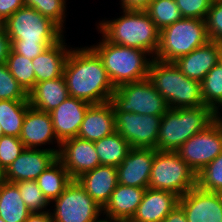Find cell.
Masks as SVG:
<instances>
[{"label": "cell", "instance_id": "cell-1", "mask_svg": "<svg viewBox=\"0 0 222 222\" xmlns=\"http://www.w3.org/2000/svg\"><path fill=\"white\" fill-rule=\"evenodd\" d=\"M63 77L71 97L90 104L111 100L115 87L110 81L102 60L91 47L72 49L65 63Z\"/></svg>", "mask_w": 222, "mask_h": 222}, {"label": "cell", "instance_id": "cell-2", "mask_svg": "<svg viewBox=\"0 0 222 222\" xmlns=\"http://www.w3.org/2000/svg\"><path fill=\"white\" fill-rule=\"evenodd\" d=\"M123 13L120 18L100 21L98 29L102 37L110 43L144 50L154 58L160 44L156 24L145 10H123Z\"/></svg>", "mask_w": 222, "mask_h": 222}, {"label": "cell", "instance_id": "cell-3", "mask_svg": "<svg viewBox=\"0 0 222 222\" xmlns=\"http://www.w3.org/2000/svg\"><path fill=\"white\" fill-rule=\"evenodd\" d=\"M148 78L170 109L204 105L201 82L188 78L173 62L152 58Z\"/></svg>", "mask_w": 222, "mask_h": 222}, {"label": "cell", "instance_id": "cell-4", "mask_svg": "<svg viewBox=\"0 0 222 222\" xmlns=\"http://www.w3.org/2000/svg\"><path fill=\"white\" fill-rule=\"evenodd\" d=\"M102 60L108 77L114 87L148 78L152 59L144 50L110 43L102 39L90 46Z\"/></svg>", "mask_w": 222, "mask_h": 222}, {"label": "cell", "instance_id": "cell-5", "mask_svg": "<svg viewBox=\"0 0 222 222\" xmlns=\"http://www.w3.org/2000/svg\"><path fill=\"white\" fill-rule=\"evenodd\" d=\"M214 120L215 112L205 105L193 108H169L161 118L157 150L176 151Z\"/></svg>", "mask_w": 222, "mask_h": 222}, {"label": "cell", "instance_id": "cell-6", "mask_svg": "<svg viewBox=\"0 0 222 222\" xmlns=\"http://www.w3.org/2000/svg\"><path fill=\"white\" fill-rule=\"evenodd\" d=\"M209 41L205 20L182 18L160 31L155 59L174 62Z\"/></svg>", "mask_w": 222, "mask_h": 222}, {"label": "cell", "instance_id": "cell-7", "mask_svg": "<svg viewBox=\"0 0 222 222\" xmlns=\"http://www.w3.org/2000/svg\"><path fill=\"white\" fill-rule=\"evenodd\" d=\"M3 23L11 43L55 44L64 36L55 22L31 7H21Z\"/></svg>", "mask_w": 222, "mask_h": 222}, {"label": "cell", "instance_id": "cell-8", "mask_svg": "<svg viewBox=\"0 0 222 222\" xmlns=\"http://www.w3.org/2000/svg\"><path fill=\"white\" fill-rule=\"evenodd\" d=\"M196 186L197 174L176 151L155 153L149 188L170 191L181 197Z\"/></svg>", "mask_w": 222, "mask_h": 222}, {"label": "cell", "instance_id": "cell-9", "mask_svg": "<svg viewBox=\"0 0 222 222\" xmlns=\"http://www.w3.org/2000/svg\"><path fill=\"white\" fill-rule=\"evenodd\" d=\"M110 102L114 112L163 116L169 109L149 78L116 87Z\"/></svg>", "mask_w": 222, "mask_h": 222}, {"label": "cell", "instance_id": "cell-10", "mask_svg": "<svg viewBox=\"0 0 222 222\" xmlns=\"http://www.w3.org/2000/svg\"><path fill=\"white\" fill-rule=\"evenodd\" d=\"M53 222H102V207L73 179L54 201Z\"/></svg>", "mask_w": 222, "mask_h": 222}, {"label": "cell", "instance_id": "cell-11", "mask_svg": "<svg viewBox=\"0 0 222 222\" xmlns=\"http://www.w3.org/2000/svg\"><path fill=\"white\" fill-rule=\"evenodd\" d=\"M176 152L198 174L222 152V129L214 120L189 138Z\"/></svg>", "mask_w": 222, "mask_h": 222}, {"label": "cell", "instance_id": "cell-12", "mask_svg": "<svg viewBox=\"0 0 222 222\" xmlns=\"http://www.w3.org/2000/svg\"><path fill=\"white\" fill-rule=\"evenodd\" d=\"M115 128L131 148H153L157 140L162 116L142 115L132 112H114Z\"/></svg>", "mask_w": 222, "mask_h": 222}, {"label": "cell", "instance_id": "cell-13", "mask_svg": "<svg viewBox=\"0 0 222 222\" xmlns=\"http://www.w3.org/2000/svg\"><path fill=\"white\" fill-rule=\"evenodd\" d=\"M178 205L185 212L187 222H222V200L218 192L196 186L179 197Z\"/></svg>", "mask_w": 222, "mask_h": 222}, {"label": "cell", "instance_id": "cell-14", "mask_svg": "<svg viewBox=\"0 0 222 222\" xmlns=\"http://www.w3.org/2000/svg\"><path fill=\"white\" fill-rule=\"evenodd\" d=\"M59 150L25 148L5 170L6 180L12 183L36 180L57 159Z\"/></svg>", "mask_w": 222, "mask_h": 222}, {"label": "cell", "instance_id": "cell-15", "mask_svg": "<svg viewBox=\"0 0 222 222\" xmlns=\"http://www.w3.org/2000/svg\"><path fill=\"white\" fill-rule=\"evenodd\" d=\"M57 158L72 179L101 165L94 142L79 137L63 141Z\"/></svg>", "mask_w": 222, "mask_h": 222}, {"label": "cell", "instance_id": "cell-16", "mask_svg": "<svg viewBox=\"0 0 222 222\" xmlns=\"http://www.w3.org/2000/svg\"><path fill=\"white\" fill-rule=\"evenodd\" d=\"M157 151L153 148H131L122 163L116 167L118 183L149 188L152 164Z\"/></svg>", "mask_w": 222, "mask_h": 222}, {"label": "cell", "instance_id": "cell-17", "mask_svg": "<svg viewBox=\"0 0 222 222\" xmlns=\"http://www.w3.org/2000/svg\"><path fill=\"white\" fill-rule=\"evenodd\" d=\"M91 104L69 96L64 102L50 112L57 139L63 141L78 135L86 111Z\"/></svg>", "mask_w": 222, "mask_h": 222}, {"label": "cell", "instance_id": "cell-18", "mask_svg": "<svg viewBox=\"0 0 222 222\" xmlns=\"http://www.w3.org/2000/svg\"><path fill=\"white\" fill-rule=\"evenodd\" d=\"M25 148L38 149L41 145H50L54 140L60 149L50 113L39 111L33 107L27 109L19 136ZM54 139V140H53Z\"/></svg>", "mask_w": 222, "mask_h": 222}, {"label": "cell", "instance_id": "cell-19", "mask_svg": "<svg viewBox=\"0 0 222 222\" xmlns=\"http://www.w3.org/2000/svg\"><path fill=\"white\" fill-rule=\"evenodd\" d=\"M220 50V43L209 40L173 63L188 78L202 82L206 74L218 64Z\"/></svg>", "mask_w": 222, "mask_h": 222}, {"label": "cell", "instance_id": "cell-20", "mask_svg": "<svg viewBox=\"0 0 222 222\" xmlns=\"http://www.w3.org/2000/svg\"><path fill=\"white\" fill-rule=\"evenodd\" d=\"M178 202L179 196L173 192L146 188L136 213L129 222H162Z\"/></svg>", "mask_w": 222, "mask_h": 222}, {"label": "cell", "instance_id": "cell-21", "mask_svg": "<svg viewBox=\"0 0 222 222\" xmlns=\"http://www.w3.org/2000/svg\"><path fill=\"white\" fill-rule=\"evenodd\" d=\"M146 188L125 186L119 184L112 192L109 201L102 208L106 214L104 220L129 222L142 200Z\"/></svg>", "mask_w": 222, "mask_h": 222}, {"label": "cell", "instance_id": "cell-22", "mask_svg": "<svg viewBox=\"0 0 222 222\" xmlns=\"http://www.w3.org/2000/svg\"><path fill=\"white\" fill-rule=\"evenodd\" d=\"M116 131L112 103L91 104L81 123L77 137L95 142Z\"/></svg>", "mask_w": 222, "mask_h": 222}, {"label": "cell", "instance_id": "cell-23", "mask_svg": "<svg viewBox=\"0 0 222 222\" xmlns=\"http://www.w3.org/2000/svg\"><path fill=\"white\" fill-rule=\"evenodd\" d=\"M76 180L103 208L118 185L117 169L114 166L99 165L93 170L81 174Z\"/></svg>", "mask_w": 222, "mask_h": 222}, {"label": "cell", "instance_id": "cell-24", "mask_svg": "<svg viewBox=\"0 0 222 222\" xmlns=\"http://www.w3.org/2000/svg\"><path fill=\"white\" fill-rule=\"evenodd\" d=\"M64 36L32 59L35 83L53 80L63 76L64 67L71 49L65 46Z\"/></svg>", "mask_w": 222, "mask_h": 222}, {"label": "cell", "instance_id": "cell-25", "mask_svg": "<svg viewBox=\"0 0 222 222\" xmlns=\"http://www.w3.org/2000/svg\"><path fill=\"white\" fill-rule=\"evenodd\" d=\"M69 97L64 77L35 83L28 93L31 107L50 113Z\"/></svg>", "mask_w": 222, "mask_h": 222}, {"label": "cell", "instance_id": "cell-26", "mask_svg": "<svg viewBox=\"0 0 222 222\" xmlns=\"http://www.w3.org/2000/svg\"><path fill=\"white\" fill-rule=\"evenodd\" d=\"M30 213L15 183L7 181L0 187V217L5 222H25Z\"/></svg>", "mask_w": 222, "mask_h": 222}, {"label": "cell", "instance_id": "cell-27", "mask_svg": "<svg viewBox=\"0 0 222 222\" xmlns=\"http://www.w3.org/2000/svg\"><path fill=\"white\" fill-rule=\"evenodd\" d=\"M73 179L57 158L36 179L40 190L50 202L58 198Z\"/></svg>", "mask_w": 222, "mask_h": 222}, {"label": "cell", "instance_id": "cell-28", "mask_svg": "<svg viewBox=\"0 0 222 222\" xmlns=\"http://www.w3.org/2000/svg\"><path fill=\"white\" fill-rule=\"evenodd\" d=\"M94 145L100 164L114 167H118L122 163L131 149L129 142L116 131L95 141Z\"/></svg>", "mask_w": 222, "mask_h": 222}, {"label": "cell", "instance_id": "cell-29", "mask_svg": "<svg viewBox=\"0 0 222 222\" xmlns=\"http://www.w3.org/2000/svg\"><path fill=\"white\" fill-rule=\"evenodd\" d=\"M29 101L0 100V124L4 135L19 137Z\"/></svg>", "mask_w": 222, "mask_h": 222}, {"label": "cell", "instance_id": "cell-30", "mask_svg": "<svg viewBox=\"0 0 222 222\" xmlns=\"http://www.w3.org/2000/svg\"><path fill=\"white\" fill-rule=\"evenodd\" d=\"M6 65L12 76L28 94L35 86V72L33 69L32 60L25 58L23 55L15 53L11 49L6 61Z\"/></svg>", "mask_w": 222, "mask_h": 222}, {"label": "cell", "instance_id": "cell-31", "mask_svg": "<svg viewBox=\"0 0 222 222\" xmlns=\"http://www.w3.org/2000/svg\"><path fill=\"white\" fill-rule=\"evenodd\" d=\"M202 100L205 106L214 112L220 110L222 104V66L216 64L201 82Z\"/></svg>", "mask_w": 222, "mask_h": 222}, {"label": "cell", "instance_id": "cell-32", "mask_svg": "<svg viewBox=\"0 0 222 222\" xmlns=\"http://www.w3.org/2000/svg\"><path fill=\"white\" fill-rule=\"evenodd\" d=\"M145 11L160 31L183 18L175 0H151Z\"/></svg>", "mask_w": 222, "mask_h": 222}, {"label": "cell", "instance_id": "cell-33", "mask_svg": "<svg viewBox=\"0 0 222 222\" xmlns=\"http://www.w3.org/2000/svg\"><path fill=\"white\" fill-rule=\"evenodd\" d=\"M197 186L209 192L222 190V152L197 174Z\"/></svg>", "mask_w": 222, "mask_h": 222}, {"label": "cell", "instance_id": "cell-34", "mask_svg": "<svg viewBox=\"0 0 222 222\" xmlns=\"http://www.w3.org/2000/svg\"><path fill=\"white\" fill-rule=\"evenodd\" d=\"M26 7H31L41 15L50 18L62 30L64 17H66V1L65 0H23Z\"/></svg>", "mask_w": 222, "mask_h": 222}, {"label": "cell", "instance_id": "cell-35", "mask_svg": "<svg viewBox=\"0 0 222 222\" xmlns=\"http://www.w3.org/2000/svg\"><path fill=\"white\" fill-rule=\"evenodd\" d=\"M18 186L20 195L31 212H49L44 211L49 201L40 190L36 180L20 181L15 183ZM43 210V211H42Z\"/></svg>", "mask_w": 222, "mask_h": 222}, {"label": "cell", "instance_id": "cell-36", "mask_svg": "<svg viewBox=\"0 0 222 222\" xmlns=\"http://www.w3.org/2000/svg\"><path fill=\"white\" fill-rule=\"evenodd\" d=\"M0 100L28 101V94L12 76L6 63L0 64Z\"/></svg>", "mask_w": 222, "mask_h": 222}, {"label": "cell", "instance_id": "cell-37", "mask_svg": "<svg viewBox=\"0 0 222 222\" xmlns=\"http://www.w3.org/2000/svg\"><path fill=\"white\" fill-rule=\"evenodd\" d=\"M210 41L222 44V0H213L205 17Z\"/></svg>", "mask_w": 222, "mask_h": 222}, {"label": "cell", "instance_id": "cell-38", "mask_svg": "<svg viewBox=\"0 0 222 222\" xmlns=\"http://www.w3.org/2000/svg\"><path fill=\"white\" fill-rule=\"evenodd\" d=\"M24 149L19 137L9 135L0 137V166L6 170Z\"/></svg>", "mask_w": 222, "mask_h": 222}, {"label": "cell", "instance_id": "cell-39", "mask_svg": "<svg viewBox=\"0 0 222 222\" xmlns=\"http://www.w3.org/2000/svg\"><path fill=\"white\" fill-rule=\"evenodd\" d=\"M183 18L204 20L213 0H175Z\"/></svg>", "mask_w": 222, "mask_h": 222}, {"label": "cell", "instance_id": "cell-40", "mask_svg": "<svg viewBox=\"0 0 222 222\" xmlns=\"http://www.w3.org/2000/svg\"><path fill=\"white\" fill-rule=\"evenodd\" d=\"M53 44L11 43V49L27 59H34Z\"/></svg>", "mask_w": 222, "mask_h": 222}, {"label": "cell", "instance_id": "cell-41", "mask_svg": "<svg viewBox=\"0 0 222 222\" xmlns=\"http://www.w3.org/2000/svg\"><path fill=\"white\" fill-rule=\"evenodd\" d=\"M23 6V0H0V20L5 22L16 10Z\"/></svg>", "mask_w": 222, "mask_h": 222}, {"label": "cell", "instance_id": "cell-42", "mask_svg": "<svg viewBox=\"0 0 222 222\" xmlns=\"http://www.w3.org/2000/svg\"><path fill=\"white\" fill-rule=\"evenodd\" d=\"M10 50L11 41L3 26L0 29V64L6 63Z\"/></svg>", "mask_w": 222, "mask_h": 222}, {"label": "cell", "instance_id": "cell-43", "mask_svg": "<svg viewBox=\"0 0 222 222\" xmlns=\"http://www.w3.org/2000/svg\"><path fill=\"white\" fill-rule=\"evenodd\" d=\"M151 0H121L122 10H146Z\"/></svg>", "mask_w": 222, "mask_h": 222}, {"label": "cell", "instance_id": "cell-44", "mask_svg": "<svg viewBox=\"0 0 222 222\" xmlns=\"http://www.w3.org/2000/svg\"><path fill=\"white\" fill-rule=\"evenodd\" d=\"M162 222H187V218L183 209L177 205Z\"/></svg>", "mask_w": 222, "mask_h": 222}, {"label": "cell", "instance_id": "cell-45", "mask_svg": "<svg viewBox=\"0 0 222 222\" xmlns=\"http://www.w3.org/2000/svg\"><path fill=\"white\" fill-rule=\"evenodd\" d=\"M25 222H53L50 212H31Z\"/></svg>", "mask_w": 222, "mask_h": 222}, {"label": "cell", "instance_id": "cell-46", "mask_svg": "<svg viewBox=\"0 0 222 222\" xmlns=\"http://www.w3.org/2000/svg\"><path fill=\"white\" fill-rule=\"evenodd\" d=\"M7 182L6 171L0 166V187Z\"/></svg>", "mask_w": 222, "mask_h": 222}, {"label": "cell", "instance_id": "cell-47", "mask_svg": "<svg viewBox=\"0 0 222 222\" xmlns=\"http://www.w3.org/2000/svg\"><path fill=\"white\" fill-rule=\"evenodd\" d=\"M215 121L219 124L220 128L222 129V116H220L219 110L215 111Z\"/></svg>", "mask_w": 222, "mask_h": 222}, {"label": "cell", "instance_id": "cell-48", "mask_svg": "<svg viewBox=\"0 0 222 222\" xmlns=\"http://www.w3.org/2000/svg\"><path fill=\"white\" fill-rule=\"evenodd\" d=\"M218 63L222 66V44H221V50L219 53V62Z\"/></svg>", "mask_w": 222, "mask_h": 222}, {"label": "cell", "instance_id": "cell-49", "mask_svg": "<svg viewBox=\"0 0 222 222\" xmlns=\"http://www.w3.org/2000/svg\"><path fill=\"white\" fill-rule=\"evenodd\" d=\"M3 135H4L3 129H2L1 124H0V137H2Z\"/></svg>", "mask_w": 222, "mask_h": 222}, {"label": "cell", "instance_id": "cell-50", "mask_svg": "<svg viewBox=\"0 0 222 222\" xmlns=\"http://www.w3.org/2000/svg\"><path fill=\"white\" fill-rule=\"evenodd\" d=\"M4 23L0 20V29L3 27Z\"/></svg>", "mask_w": 222, "mask_h": 222}, {"label": "cell", "instance_id": "cell-51", "mask_svg": "<svg viewBox=\"0 0 222 222\" xmlns=\"http://www.w3.org/2000/svg\"><path fill=\"white\" fill-rule=\"evenodd\" d=\"M218 194L220 195L221 200H222V190H220V191L218 192Z\"/></svg>", "mask_w": 222, "mask_h": 222}, {"label": "cell", "instance_id": "cell-52", "mask_svg": "<svg viewBox=\"0 0 222 222\" xmlns=\"http://www.w3.org/2000/svg\"><path fill=\"white\" fill-rule=\"evenodd\" d=\"M102 222H118V221H107V220H103Z\"/></svg>", "mask_w": 222, "mask_h": 222}]
</instances>
